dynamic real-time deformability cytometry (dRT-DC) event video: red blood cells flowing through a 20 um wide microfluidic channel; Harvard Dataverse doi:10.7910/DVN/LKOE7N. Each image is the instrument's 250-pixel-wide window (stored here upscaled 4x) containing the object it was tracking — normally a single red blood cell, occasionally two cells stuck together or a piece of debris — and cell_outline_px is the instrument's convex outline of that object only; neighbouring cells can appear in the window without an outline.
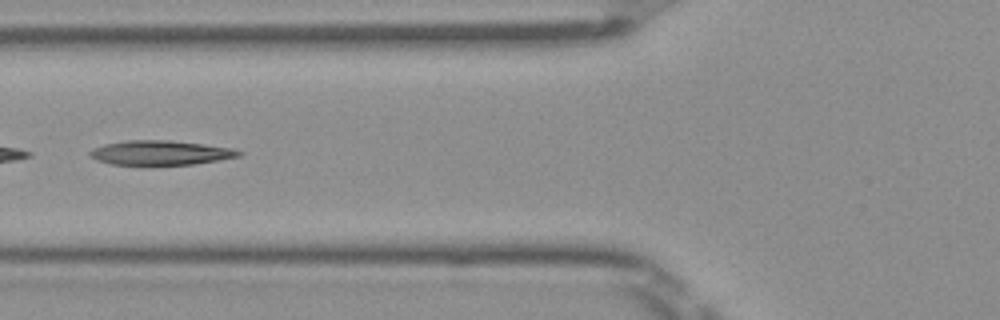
{"species": "Egyptian fruit bat (a non-hibernating species)", "species_latin": "Rousettus aegyptiacus", "temperature_condition": "room temperature", "stored_images_in_passage": 48, "camera_frame_rate_fps": 3000, "um_per_image_px": 0.085, "frame": {"image": 1, "passage_image": 19, "time_ms": 6.0, "image_size_px": [1000, 320], "cell_outline_px": [[244, 152], [240, 156], [196, 164], [108, 164], [96, 160], [88, 156], [88, 152], [92, 148], [104, 144], [128, 140], [168, 140], [204, 144], [232, 148]], "centroid_in_image_um": [13.61, 12.98], "position_along_channel_um": 112.2, "area_um2": 21.21}}
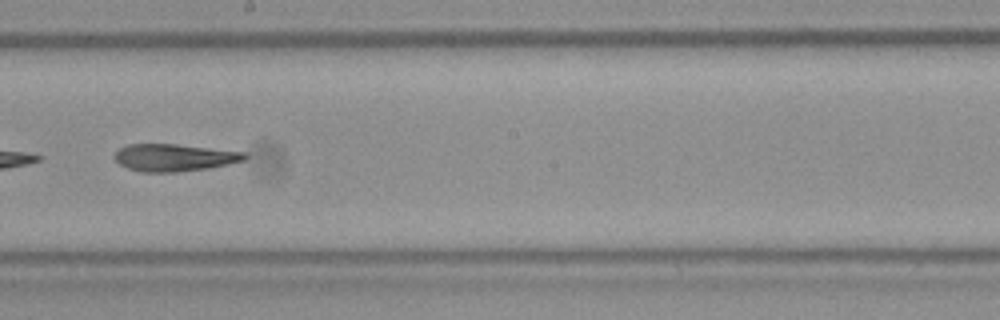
{"frame": {"image": 2, "passage_image": 28, "time_ms": 9.0, "image_size_px": [1000, 320], "cell_outline_px": [[248, 156], [244, 160], [228, 164], [208, 168], [176, 172], [140, 172], [128, 168], [120, 164], [112, 156], [120, 148], [128, 144], [176, 144], [248, 152]], "centroid_in_image_um": [14.82, 13.39], "position_along_channel_um": 233.4, "area_um2": 20.75}}
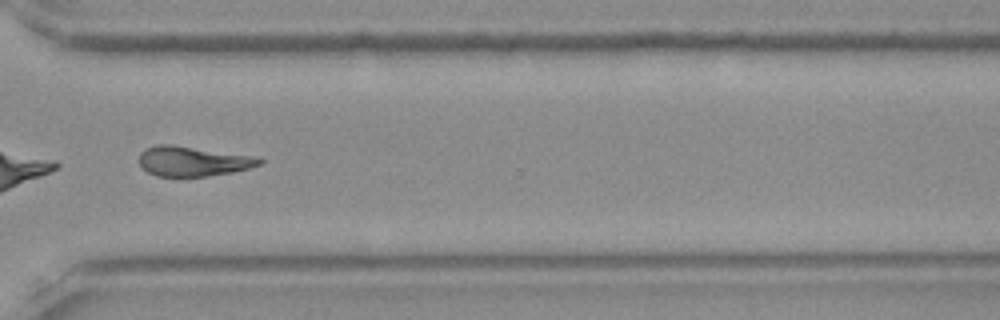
{"frame": {"image": 3, "passage_image": 37, "time_ms": 12.0, "image_size_px": [1000, 320], "cell_outline_px": [[264, 164], [232, 172], [208, 176], [156, 176], [140, 168], [140, 152], [144, 148], [156, 144], [172, 144], [260, 156], [264, 160]], "centroid_in_image_um": [16.44, 13.68], "position_along_channel_um": 354.2, "area_um2": 21.44}}